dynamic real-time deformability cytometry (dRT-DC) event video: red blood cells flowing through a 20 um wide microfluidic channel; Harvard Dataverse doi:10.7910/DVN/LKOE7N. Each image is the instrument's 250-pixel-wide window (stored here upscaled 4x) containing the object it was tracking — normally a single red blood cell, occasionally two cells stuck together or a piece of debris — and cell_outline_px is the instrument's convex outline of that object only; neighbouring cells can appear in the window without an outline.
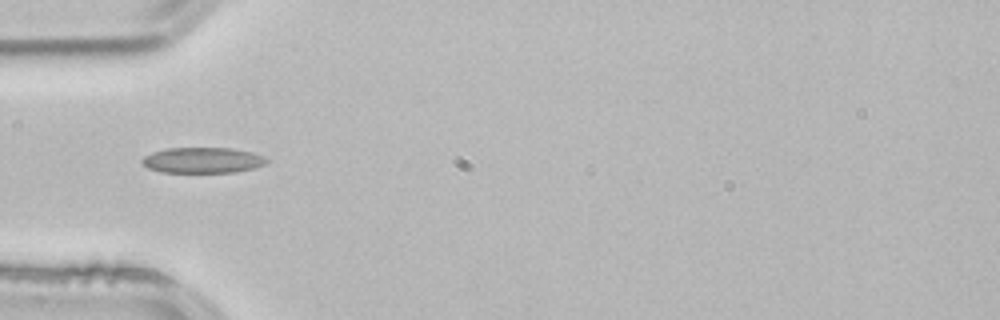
{"species": "common noctule bat (a hibernating species)", "species_latin": "Nyctalus noctula", "temperature_condition": "room temperature", "stored_images_in_passage": 1, "camera_frame_rate_fps": 3000, "um_per_image_px": 0.085, "animal": {"sex": "male", "body_mass_g": 21.5, "forearm_length_mm": 52.0}, "frame": {"image": 1, "passage_image": 1, "time_ms": 0.0, "image_size_px": [1000, 320], "cell_outline_px": [[268, 164], [236, 172], [160, 172], [148, 168], [140, 160], [144, 156], [152, 152], [164, 148], [232, 148], [252, 152], [264, 156], [268, 160]], "centroid_in_image_um": [17.23, 13.61], "position_along_channel_um": 67.8, "area_um2": 18.73}}